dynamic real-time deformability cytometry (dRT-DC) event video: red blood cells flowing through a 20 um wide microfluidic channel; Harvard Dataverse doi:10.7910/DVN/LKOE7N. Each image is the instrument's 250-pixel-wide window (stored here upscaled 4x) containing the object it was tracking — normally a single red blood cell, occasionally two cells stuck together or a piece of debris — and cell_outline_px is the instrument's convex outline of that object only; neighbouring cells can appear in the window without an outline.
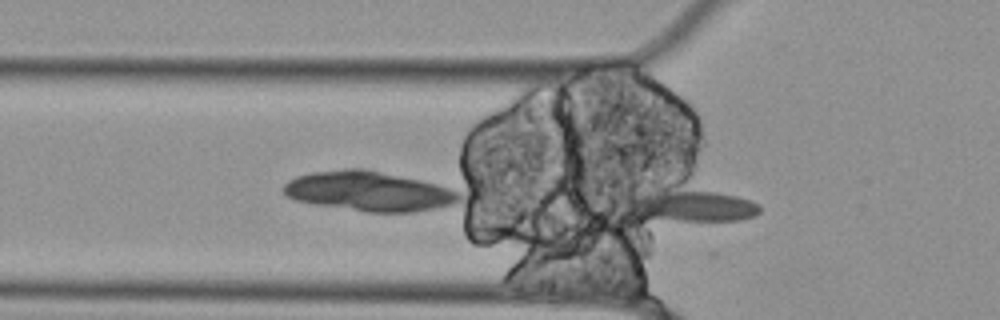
{"species": "Egyptian fruit bat (a non-hibernating species)", "species_latin": "Rousettus aegyptiacus", "temperature_condition": "cold", "stored_images_in_passage": 5, "camera_frame_rate_fps": 3000, "um_per_image_px": 0.085, "animal": {"sex": "female"}, "frame": {"image": 1, "passage_image": 5, "time_ms": 1.333, "image_size_px": [1000, 320], "cell_outline_px": [[760, 212], [752, 216], [740, 220], [680, 220], [628, 216], [624, 204], [624, 200], [628, 196], [680, 180], [736, 196], [748, 200], [756, 204], [760, 208]], "centroid_in_image_um": [58.54, 17.32], "position_along_channel_um": 67.3, "area_um2": 27.4}}